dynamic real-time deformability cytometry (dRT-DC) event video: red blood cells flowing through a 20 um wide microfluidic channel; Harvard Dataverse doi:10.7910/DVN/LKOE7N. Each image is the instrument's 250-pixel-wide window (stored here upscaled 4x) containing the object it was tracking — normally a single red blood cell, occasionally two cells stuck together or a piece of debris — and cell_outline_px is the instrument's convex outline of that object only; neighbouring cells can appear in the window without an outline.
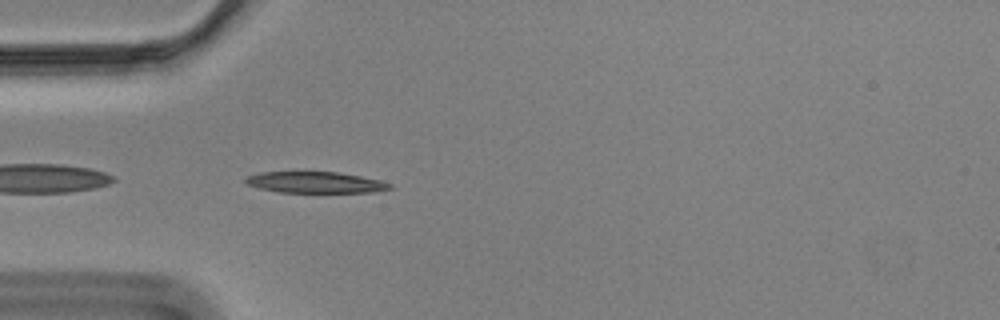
{"species": "Egyptian fruit bat (a non-hibernating species)", "species_latin": "Rousettus aegyptiacus", "temperature_condition": "cold", "stored_images_in_passage": 42, "camera_frame_rate_fps": 3000, "um_per_image_px": 0.085, "animal": {"sex": "male"}, "frame": {"image": 1, "passage_image": 2, "time_ms": 0.333, "image_size_px": [1000, 320], "cell_outline_px": [[392, 188], [372, 192], [280, 192], [260, 188], [248, 184], [244, 180], [248, 176], [260, 172], [340, 172], [380, 180], [392, 184]], "centroid_in_image_um": [26.83, 15.5], "position_along_channel_um": 58.2, "area_um2": 17.63}}
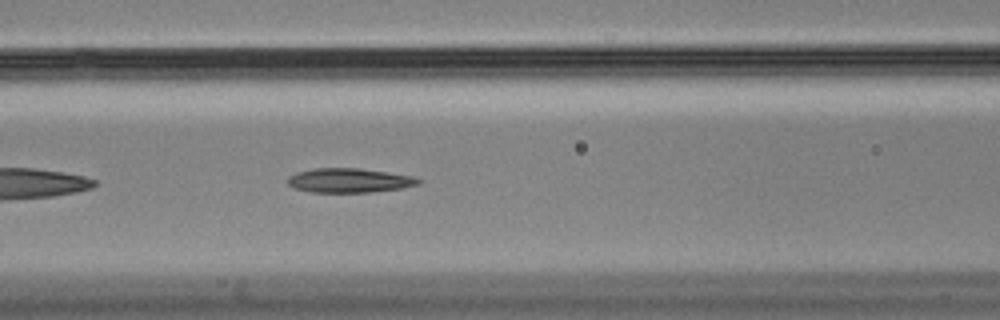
{"frame": {"image": 2, "passage_image": 9, "time_ms": 2.667, "image_size_px": [1000, 320], "cell_outline_px": [[420, 184], [404, 188], [368, 192], [312, 192], [292, 188], [288, 184], [288, 176], [296, 172], [312, 168], [356, 168], [412, 176], [420, 180]], "centroid_in_image_um": [29.63, 15.34], "position_along_channel_um": 137.0, "area_um2": 18.44}}
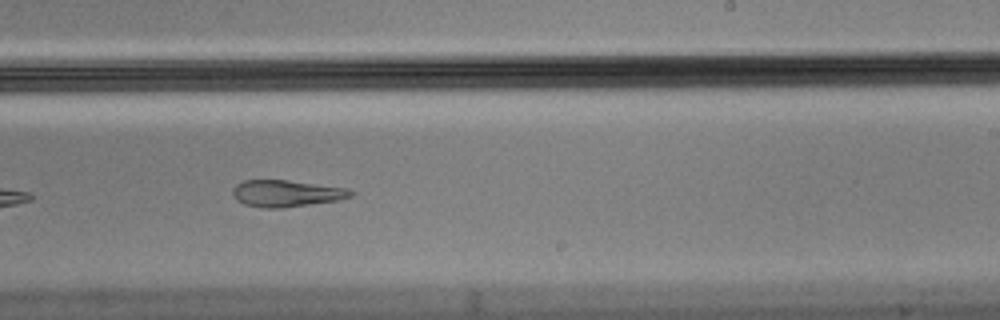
{"frame": {"image": 3, "passage_image": 20, "time_ms": 6.333, "image_size_px": [1000, 320], "cell_outline_px": [[356, 192], [352, 196], [340, 200], [280, 208], [264, 208], [244, 204], [236, 200], [232, 192], [232, 188], [236, 184], [244, 180], [288, 180], [348, 188]], "centroid_in_image_um": [24.35, 16.43], "position_along_channel_um": 264.6, "area_um2": 18.5}, "authors_computed_cell_mechanics": {"area_um2": 19.1318, "velocity_mm_per_s": 3.4979, "shape_relaxation_time_tau1_ms": null, "shape_relaxation_time_tau2_ms": 4.0174, "deformation_change_tau1": null, "deformation_change_tau2": 0.1494}}